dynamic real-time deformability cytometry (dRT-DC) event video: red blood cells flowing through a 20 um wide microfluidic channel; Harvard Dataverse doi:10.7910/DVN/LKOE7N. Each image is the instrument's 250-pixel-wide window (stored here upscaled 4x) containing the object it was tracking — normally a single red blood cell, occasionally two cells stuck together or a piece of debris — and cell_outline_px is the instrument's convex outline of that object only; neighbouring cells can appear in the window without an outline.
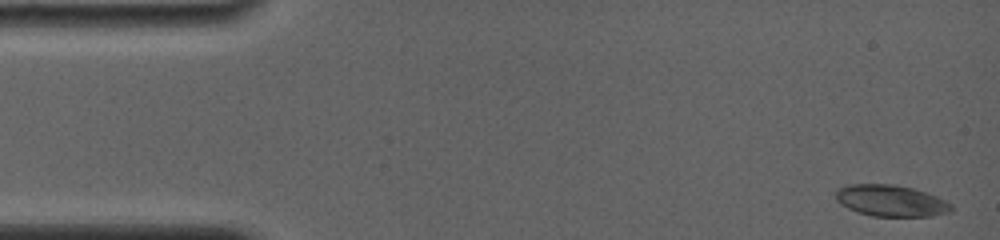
{"species": "common noctule bat (a hibernating species)", "species_latin": "Nyctalus noctula", "temperature_condition": "room temperature", "stored_images_in_passage": 9, "camera_frame_rate_fps": 4000, "um_per_image_px": 0.085, "animal": {"sex": "female", "body_mass_g": 19.0, "forearm_length_mm": 56.7}, "frame": {"image": 1, "passage_image": 1, "time_ms": 0.0, "image_size_px": [1000, 240], "cell_outline_px": [[952, 212], [932, 216], [872, 216], [856, 212], [840, 204], [836, 200], [836, 188], [848, 184], [896, 184], [912, 188], [936, 196], [952, 204]], "centroid_in_image_um": [75.7, 17.06], "position_along_channel_um": 9.3, "area_um2": 21.33}}
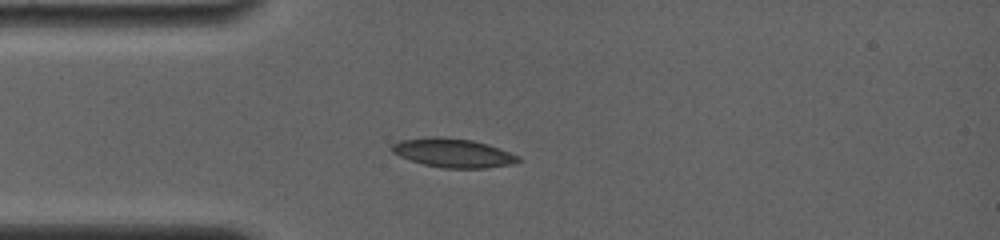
{"frame": {"image": 2, "passage_image": 6, "time_ms": 3.75, "image_size_px": [1000, 240], "cell_outline_px": [[520, 160], [512, 164], [484, 168], [444, 168], [424, 164], [400, 156], [392, 152], [392, 144], [400, 140], [432, 136], [440, 136], [472, 140], [488, 144], [520, 156]], "centroid_in_image_um": [38.52, 12.99], "position_along_channel_um": 46.5, "area_um2": 21.15}}
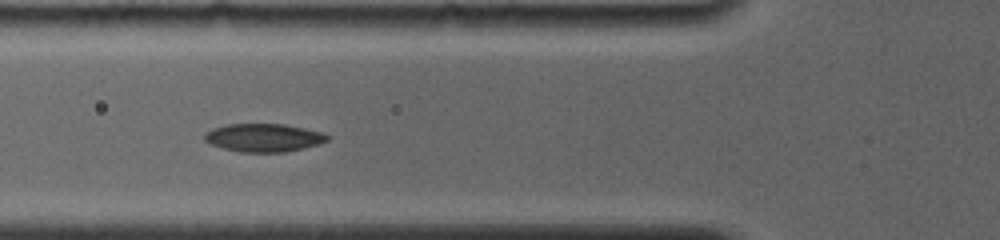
{"frame": {"image": 3, "passage_image": 8, "time_ms": 5.5, "image_size_px": [1000, 240], "cell_outline_px": [[328, 140], [304, 148], [284, 152], [240, 152], [224, 148], [212, 144], [204, 140], [204, 132], [212, 128], [228, 124], [284, 124], [324, 132], [328, 136]], "centroid_in_image_um": [22.39, 11.69], "position_along_channel_um": 103.4, "area_um2": 20.06}}